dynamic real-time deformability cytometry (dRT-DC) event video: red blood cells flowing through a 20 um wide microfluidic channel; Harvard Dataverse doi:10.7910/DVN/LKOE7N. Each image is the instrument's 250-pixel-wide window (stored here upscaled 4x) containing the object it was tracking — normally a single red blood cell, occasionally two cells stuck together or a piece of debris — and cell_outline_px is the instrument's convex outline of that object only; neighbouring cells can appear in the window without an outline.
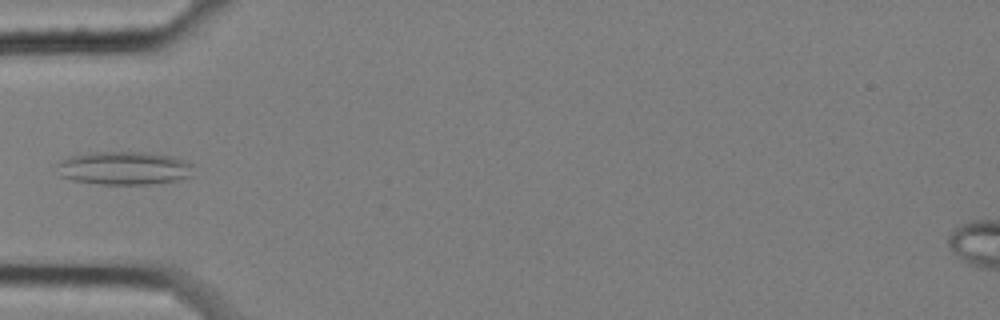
{"species": "common noctule bat (a hibernating species)", "species_latin": "Nyctalus noctula", "temperature_condition": "cold", "stored_images_in_passage": 3, "camera_frame_rate_fps": 3000, "um_per_image_px": 0.085, "animal": {"sex": "female", "body_mass_g": 25.1}, "frame": {"image": 1, "passage_image": 3, "time_ms": 0.667, "image_size_px": [1000, 320], "cell_outline_px": [[192, 164], [188, 176], [176, 180], [148, 184], [100, 184], [72, 180], [60, 176], [52, 164], [72, 156], [96, 152], [140, 152], [172, 156], [188, 160]], "centroid_in_image_um": [10.47, 14.29], "position_along_channel_um": 74.5, "area_um2": 26.36}}